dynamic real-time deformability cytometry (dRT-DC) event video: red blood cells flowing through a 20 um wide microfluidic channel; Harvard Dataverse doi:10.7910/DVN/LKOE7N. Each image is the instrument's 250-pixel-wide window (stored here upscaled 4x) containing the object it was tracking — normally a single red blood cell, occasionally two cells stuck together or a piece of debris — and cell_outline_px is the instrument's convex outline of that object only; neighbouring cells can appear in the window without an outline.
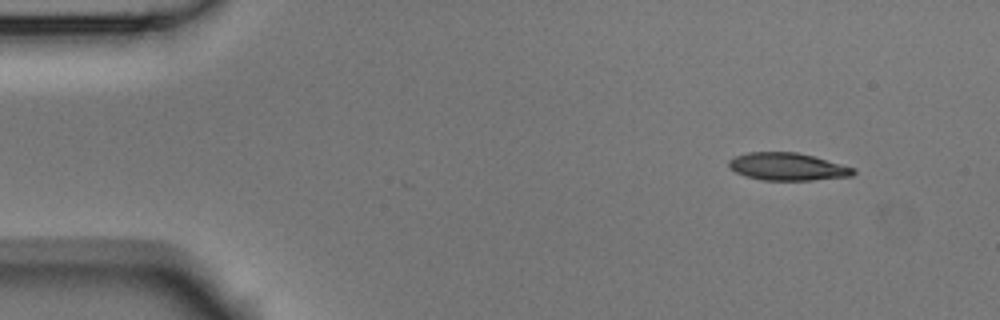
{"species": "Egyptian fruit bat (a non-hibernating species)", "species_latin": "Rousettus aegyptiacus", "temperature_condition": "room temperature", "stored_images_in_passage": 5, "camera_frame_rate_fps": 3000, "um_per_image_px": 0.085, "animal": {"sex": "male"}, "frame": {"image": 1, "passage_image": 5, "time_ms": 1.333, "image_size_px": [1000, 320], "cell_outline_px": [[856, 172], [852, 176], [812, 180], [760, 180], [744, 176], [728, 168], [728, 160], [736, 156], [748, 152], [796, 152], [812, 156], [856, 168]], "centroid_in_image_um": [66.91, 14.17], "position_along_channel_um": 18.1, "area_um2": 20.06}}